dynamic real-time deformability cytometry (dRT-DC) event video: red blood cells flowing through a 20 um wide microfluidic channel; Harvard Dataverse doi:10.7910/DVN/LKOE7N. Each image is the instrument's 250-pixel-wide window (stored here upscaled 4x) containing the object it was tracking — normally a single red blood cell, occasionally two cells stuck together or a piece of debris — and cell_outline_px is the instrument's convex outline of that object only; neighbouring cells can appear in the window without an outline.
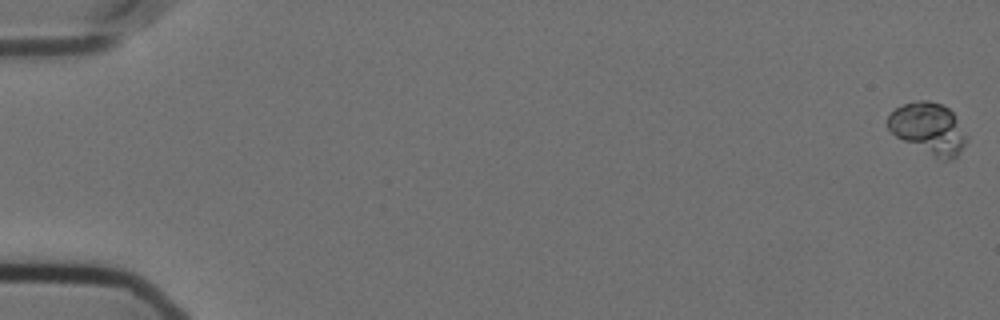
{"species": "Egyptian fruit bat (a non-hibernating species)", "species_latin": "Rousettus aegyptiacus", "temperature_condition": "cold", "stored_images_in_passage": 58, "camera_frame_rate_fps": 3000, "um_per_image_px": 0.085, "animal": {"sex": "female"}, "frame": {"image": 1, "passage_image": 1, "time_ms": 0.0, "image_size_px": [1000, 320], "cell_outline_px": [[968, 140], [960, 152], [952, 160], [944, 160], [896, 136], [888, 128], [888, 116], [896, 108], [904, 104], [920, 100], [928, 100], [940, 104], [948, 108], [952, 112], [968, 136]], "centroid_in_image_um": [78.96, 10.9], "position_along_channel_um": 6.0, "area_um2": 23.0}}
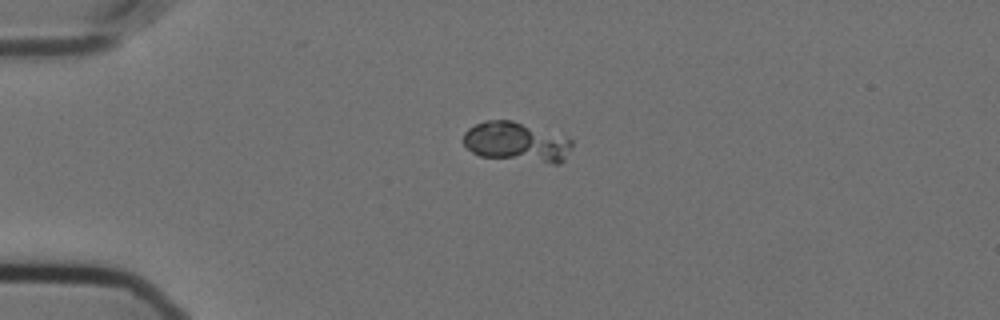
{"frame": {"image": 2, "passage_image": 15, "time_ms": 4.667, "image_size_px": [1000, 320], "cell_outline_px": [[572, 148], [564, 160], [560, 164], [552, 164], [480, 156], [464, 148], [464, 132], [468, 128], [484, 120], [512, 120], [572, 140]], "centroid_in_image_um": [43.86, 12.1], "position_along_channel_um": 41.1, "area_um2": 25.14}}